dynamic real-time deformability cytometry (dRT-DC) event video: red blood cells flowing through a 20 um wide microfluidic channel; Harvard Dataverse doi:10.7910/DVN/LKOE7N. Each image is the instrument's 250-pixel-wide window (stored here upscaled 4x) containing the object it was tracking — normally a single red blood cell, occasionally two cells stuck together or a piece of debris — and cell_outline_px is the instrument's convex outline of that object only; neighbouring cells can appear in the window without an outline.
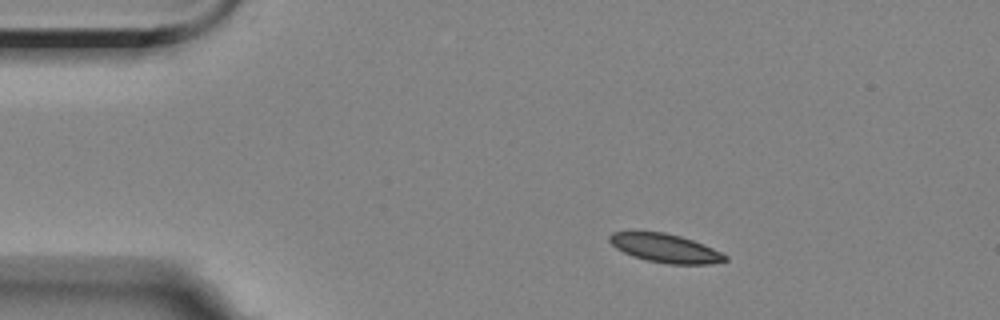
{"species": "Egyptian fruit bat (a non-hibernating species)", "species_latin": "Rousettus aegyptiacus", "temperature_condition": "room temperature", "stored_images_in_passage": 4, "camera_frame_rate_fps": 3000, "um_per_image_px": 0.085, "animal": {"sex": "female"}, "frame": {"image": 1, "passage_image": 2, "time_ms": 1.0, "image_size_px": [1000, 320], "cell_outline_px": [[728, 260], [712, 264], [668, 264], [648, 260], [632, 256], [616, 248], [608, 240], [608, 236], [612, 232], [664, 232], [680, 236], [704, 244], [728, 256]], "centroid_in_image_um": [56.56, 21.1], "position_along_channel_um": 28.4, "area_um2": 19.19}}
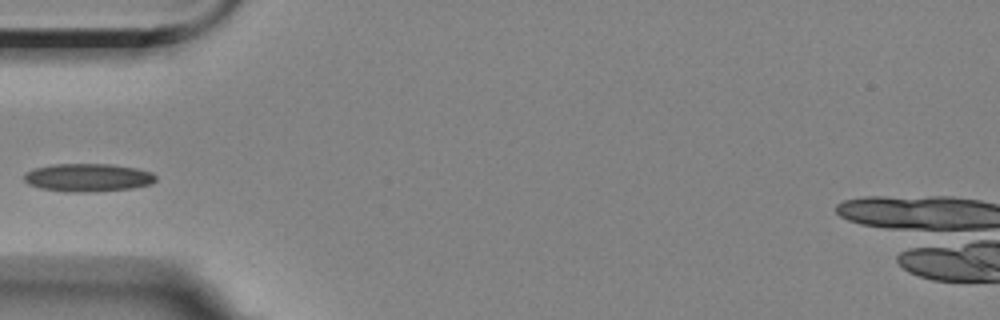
{"frame": {"image": 2, "passage_image": 4, "time_ms": 4.0, "image_size_px": [1000, 320], "cell_outline_px": [[156, 180], [152, 184], [132, 188], [92, 192], [64, 192], [40, 188], [28, 184], [24, 180], [24, 172], [32, 168], [52, 164], [112, 164], [136, 168], [152, 172], [156, 176]], "centroid_in_image_um": [7.45, 15.09], "position_along_channel_um": 77.6, "area_um2": 21.85}}